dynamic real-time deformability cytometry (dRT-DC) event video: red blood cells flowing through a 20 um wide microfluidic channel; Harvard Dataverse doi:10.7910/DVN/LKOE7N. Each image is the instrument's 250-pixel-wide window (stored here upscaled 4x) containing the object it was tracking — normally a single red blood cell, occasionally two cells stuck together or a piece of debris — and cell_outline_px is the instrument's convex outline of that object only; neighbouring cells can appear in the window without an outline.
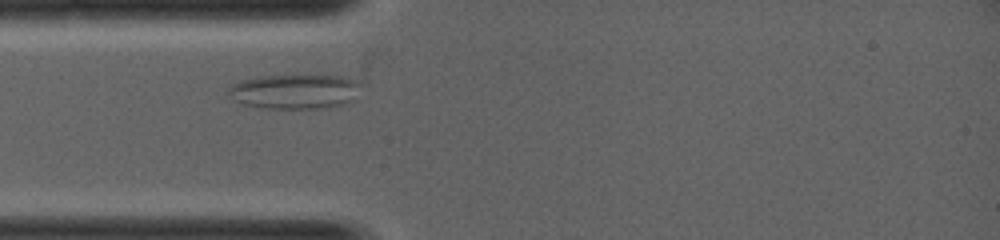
{"species": "common noctule bat (a hibernating species)", "species_latin": "Nyctalus noctula", "temperature_condition": "warm", "stored_images_in_passage": 23, "camera_frame_rate_fps": 5000, "um_per_image_px": 0.085, "animal": {"sex": "female", "body_mass_g": 19.0, "forearm_length_mm": 53.3}, "frame": {"image": 1, "passage_image": 1, "time_ms": 0.0, "image_size_px": [1000, 240], "cell_outline_px": [[360, 84], [352, 100], [332, 108], [268, 108], [244, 104], [236, 100], [228, 92], [228, 88], [232, 84], [240, 80], [260, 76], [348, 76], [356, 80]], "centroid_in_image_um": [25.07, 7.77], "position_along_channel_um": 59.9, "area_um2": 26.41}}
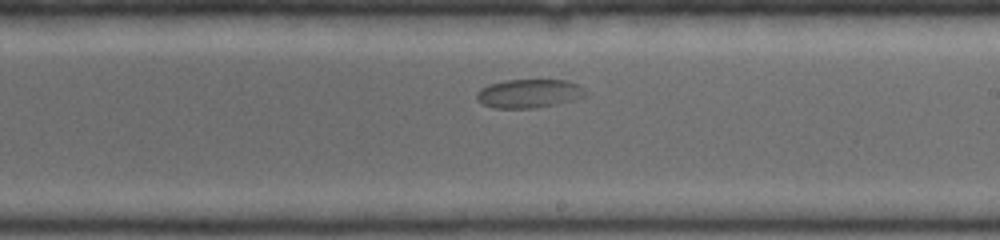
{"frame": {"image": 2, "passage_image": 12, "time_ms": 2.2, "image_size_px": [1000, 240], "cell_outline_px": [[588, 96], [556, 104], [532, 108], [492, 108], [476, 100], [476, 92], [480, 88], [488, 84], [504, 80], [568, 80], [584, 88], [588, 92]], "centroid_in_image_um": [44.96, 7.94], "position_along_channel_um": 244.0, "area_um2": 18.38}}
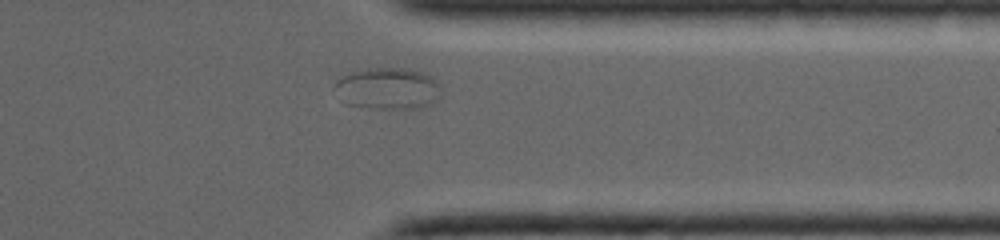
{"frame": {"image": 3, "passage_image": 20, "time_ms": 3.8, "image_size_px": [1000, 240], "cell_outline_px": [[440, 100], [432, 104], [416, 108], [368, 108], [344, 104], [332, 88], [336, 80], [352, 72], [368, 68], [408, 68], [432, 76], [436, 80], [440, 88]], "centroid_in_image_um": [32.95, 7.53], "position_along_channel_um": 378.5, "area_um2": 26.18}}